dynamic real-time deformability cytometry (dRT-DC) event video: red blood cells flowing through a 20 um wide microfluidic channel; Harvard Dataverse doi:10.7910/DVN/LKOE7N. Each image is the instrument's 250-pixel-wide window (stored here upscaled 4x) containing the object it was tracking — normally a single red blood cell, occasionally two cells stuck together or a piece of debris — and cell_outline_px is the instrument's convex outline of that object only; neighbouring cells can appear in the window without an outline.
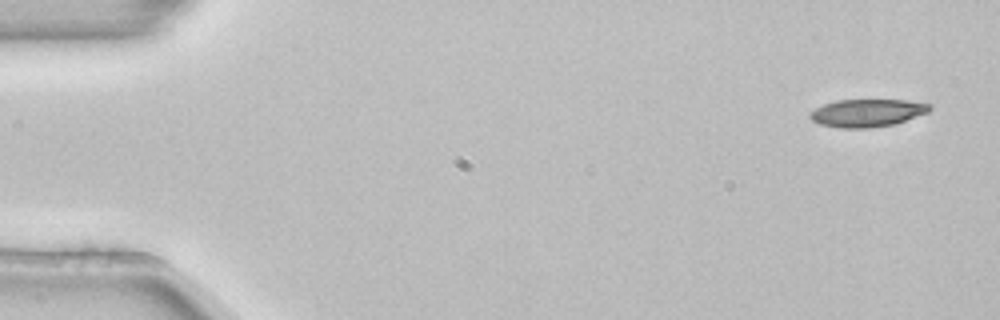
{"species": "common noctule bat (a hibernating species)", "species_latin": "Nyctalus noctula", "temperature_condition": "room temperature", "stored_images_in_passage": 3, "camera_frame_rate_fps": 3000, "um_per_image_px": 0.085, "animal": {"sex": "female", "body_mass_g": 22.7, "forearm_length_mm": 54.2}, "frame": {"image": 1, "passage_image": 1, "time_ms": 0.0, "image_size_px": [1000, 320], "cell_outline_px": [[932, 108], [928, 112], [896, 124], [868, 128], [840, 128], [820, 124], [812, 120], [808, 116], [808, 112], [824, 104], [836, 100], [908, 100], [932, 104]], "centroid_in_image_um": [73.71, 9.6], "position_along_channel_um": 11.3, "area_um2": 19.48}}